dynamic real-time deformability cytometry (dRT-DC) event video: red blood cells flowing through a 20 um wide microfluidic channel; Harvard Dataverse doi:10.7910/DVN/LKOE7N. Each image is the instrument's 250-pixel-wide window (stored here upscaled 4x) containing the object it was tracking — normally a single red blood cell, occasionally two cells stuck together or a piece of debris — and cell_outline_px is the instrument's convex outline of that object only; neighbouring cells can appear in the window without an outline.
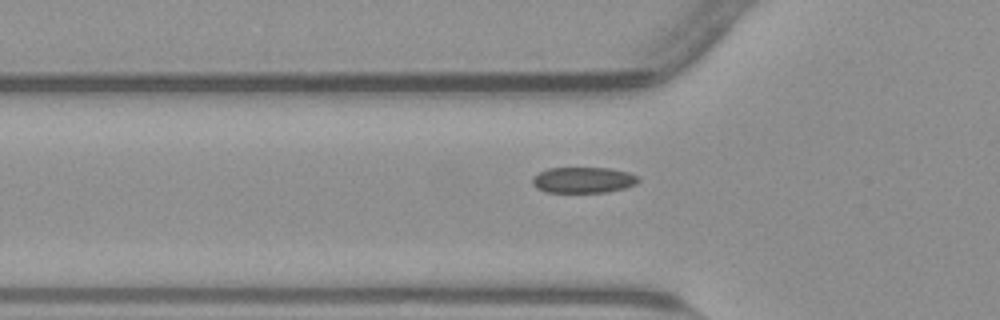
{"species": "common noctule bat (a hibernating species)", "species_latin": "Nyctalus noctula", "temperature_condition": "warm", "stored_images_in_passage": 41, "camera_frame_rate_fps": 3000, "um_per_image_px": 0.085, "animal": {"sex": "male", "body_mass_g": 23.1, "forearm_length_mm": 52.7}, "frame": {"image": 1, "passage_image": 5, "time_ms": 1.333, "image_size_px": [1000, 320], "cell_outline_px": [[640, 180], [636, 184], [624, 188], [608, 192], [548, 192], [536, 188], [532, 184], [532, 176], [548, 168], [612, 168], [628, 172], [640, 176]], "centroid_in_image_um": [49.6, 15.29], "position_along_channel_um": 76.2, "area_um2": 16.13}}
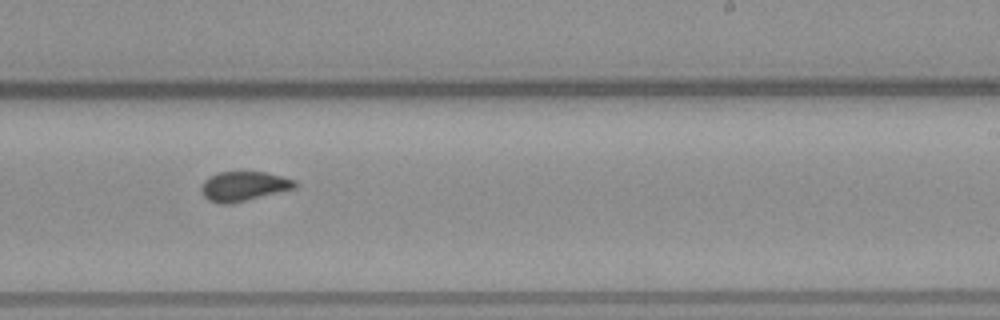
{"frame": {"image": 2, "passage_image": 20, "time_ms": 6.333, "image_size_px": [1000, 320], "cell_outline_px": [[300, 184], [296, 188], [232, 204], [220, 204], [208, 200], [204, 196], [200, 188], [204, 180], [208, 176], [216, 172], [264, 172], [296, 180]], "centroid_in_image_um": [20.72, 15.83], "position_along_channel_um": 268.3, "area_um2": 16.36}}
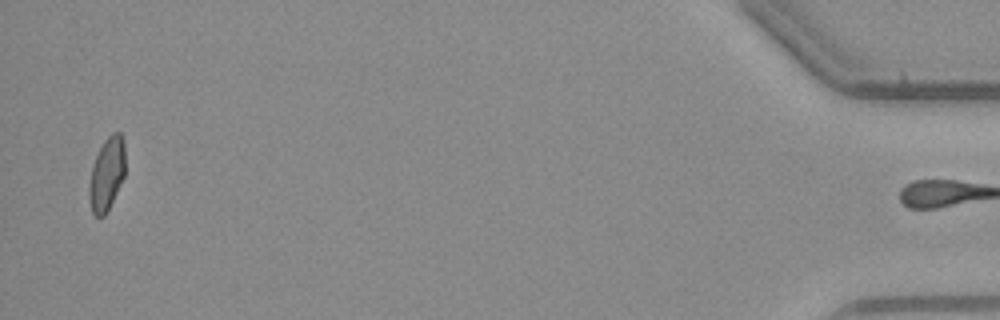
{"frame": {"image": 3, "passage_image": 40, "time_ms": 13.0, "image_size_px": [1000, 320], "cell_outline_px": [[124, 176], [104, 216], [96, 216], [92, 212], [88, 196], [88, 184], [92, 164], [104, 140], [112, 132], [120, 132], [124, 140]], "centroid_in_image_um": [9.05, 14.76], "position_along_channel_um": 426.2, "area_um2": 15.26}, "authors_computed_cell_mechanics": {"area_um2": 16.184, "velocity_mm_per_s": 3.8267, "shape_relaxation_time_tau1_ms": 6.6894, "shape_relaxation_time_tau2_ms": 0.9264, "deformation_change_tau1": 0.1462, "deformation_change_tau2": 0.0712}}